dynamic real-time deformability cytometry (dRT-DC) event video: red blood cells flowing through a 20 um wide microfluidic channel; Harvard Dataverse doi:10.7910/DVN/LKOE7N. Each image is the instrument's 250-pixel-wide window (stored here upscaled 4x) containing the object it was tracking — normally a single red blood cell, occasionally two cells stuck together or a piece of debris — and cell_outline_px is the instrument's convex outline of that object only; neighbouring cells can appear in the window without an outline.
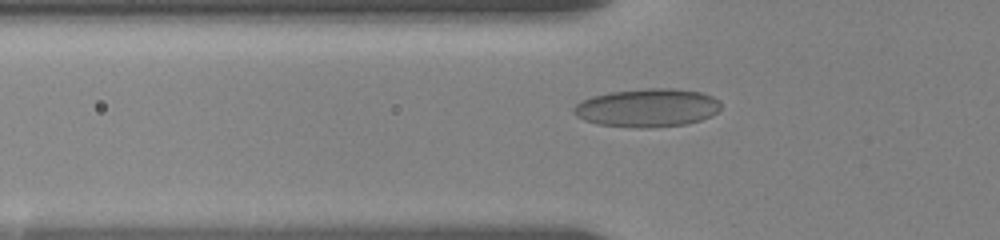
{"species": "human", "species_latin": "Homo sapiens", "temperature_condition": "room temperature", "stored_images_in_passage": 24, "camera_frame_rate_fps": 3000, "um_per_image_px": 0.085, "donor": {"sex": "female"}, "frame": {"image": 1, "passage_image": 15, "time_ms": 4.333, "image_size_px": [1000, 240], "cell_outline_px": [[720, 108], [712, 116], [700, 120], [684, 124], [652, 128], [636, 128], [596, 124], [584, 120], [576, 116], [572, 112], [572, 108], [576, 104], [592, 96], [612, 92], [648, 88], [672, 88], [700, 92], [712, 96], [720, 100]], "centroid_in_image_um": [55.01, 9.17], "position_along_channel_um": 70.8, "area_um2": 32.95}}
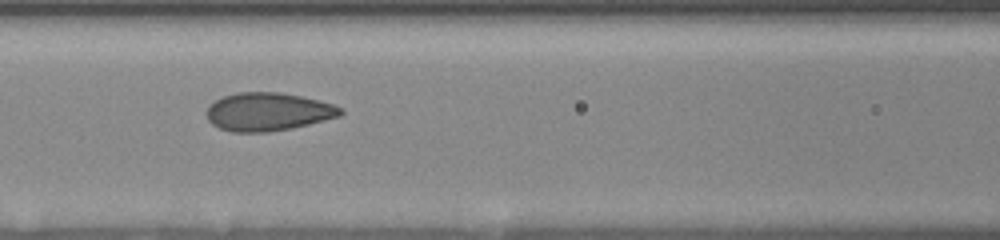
{"frame": {"image": 2, "passage_image": 22, "time_ms": 6.333, "image_size_px": [1000, 240], "cell_outline_px": [[344, 112], [340, 116], [292, 128], [268, 132], [232, 132], [220, 128], [212, 124], [208, 120], [208, 108], [216, 100], [224, 96], [236, 92], [280, 92], [300, 96], [332, 104], [344, 108]], "centroid_in_image_um": [22.8, 9.5], "position_along_channel_um": 143.8, "area_um2": 29.59}}
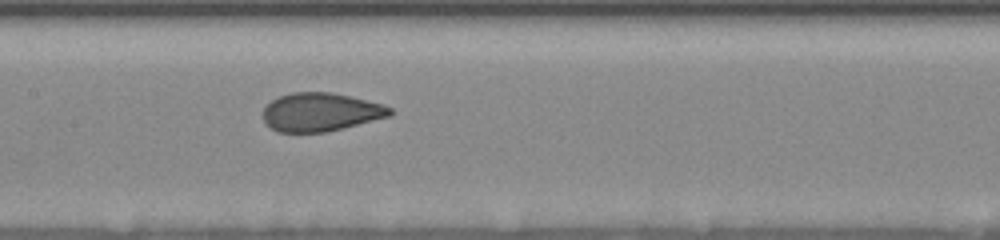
{"frame": {"image": 3, "passage_image": 24, "time_ms": 7.333, "image_size_px": [1000, 240], "cell_outline_px": [[392, 116], [324, 132], [276, 132], [264, 124], [264, 108], [272, 100], [280, 96], [292, 92], [332, 92], [384, 104], [392, 108]], "centroid_in_image_um": [27.25, 9.52], "position_along_channel_um": 180.1, "area_um2": 28.44}}